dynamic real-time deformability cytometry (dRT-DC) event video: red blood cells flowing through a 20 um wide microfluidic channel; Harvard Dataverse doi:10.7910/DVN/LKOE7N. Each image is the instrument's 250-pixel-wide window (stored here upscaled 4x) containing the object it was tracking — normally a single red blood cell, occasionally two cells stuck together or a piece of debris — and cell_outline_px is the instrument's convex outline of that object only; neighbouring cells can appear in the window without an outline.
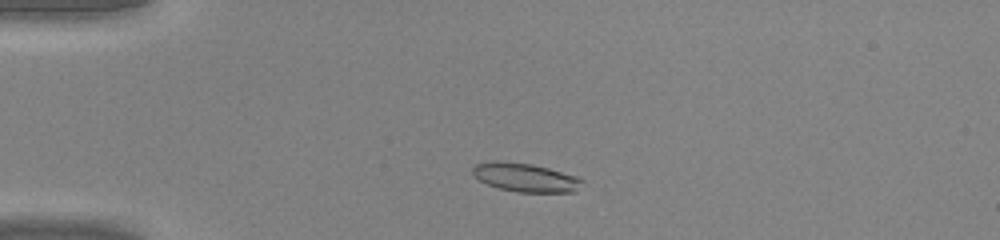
{"species": "common noctule bat (a hibernating species)", "species_latin": "Nyctalus noctula", "temperature_condition": "warm", "stored_images_in_passage": 20, "camera_frame_rate_fps": 3000, "um_per_image_px": 0.085, "animal": {"sex": "male", "body_mass_g": 20.0, "forearm_length_mm": 53.3}, "frame": {"image": 1, "passage_image": 5, "time_ms": 1.333, "image_size_px": [1000, 240], "cell_outline_px": [[584, 180], [576, 192], [516, 192], [500, 188], [488, 184], [472, 176], [472, 168], [476, 164], [492, 160], [500, 160], [532, 164], [580, 176]], "centroid_in_image_um": [44.67, 15.07], "position_along_channel_um": 40.3, "area_um2": 18.55}}
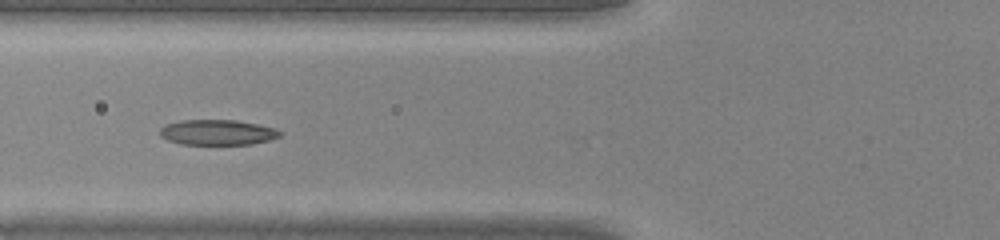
{"frame": {"image": 2, "passage_image": 12, "time_ms": 3.667, "image_size_px": [1000, 240], "cell_outline_px": [[284, 132], [280, 136], [268, 140], [252, 144], [180, 144], [168, 140], [160, 136], [160, 128], [164, 124], [180, 120], [236, 120], [276, 128]], "centroid_in_image_um": [18.47, 11.24], "position_along_channel_um": 107.3, "area_um2": 17.8}}
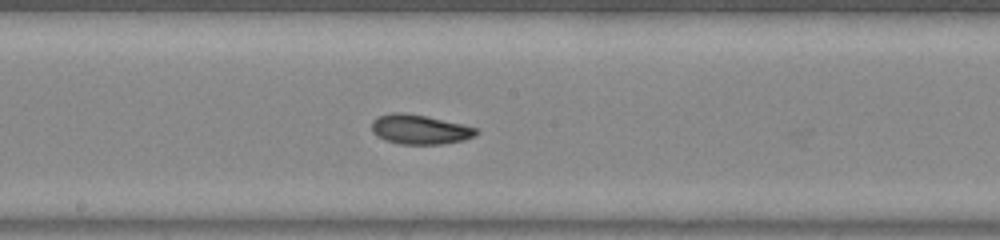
{"frame": {"image": 3, "passage_image": 19, "time_ms": 6.0, "image_size_px": [1000, 240], "cell_outline_px": [[480, 132], [476, 136], [464, 140], [444, 144], [400, 144], [384, 140], [376, 136], [372, 132], [372, 120], [376, 116], [392, 112], [404, 112], [428, 116], [464, 124], [476, 128]], "centroid_in_image_um": [35.68, 10.99], "position_along_channel_um": 212.5, "area_um2": 18.44}}